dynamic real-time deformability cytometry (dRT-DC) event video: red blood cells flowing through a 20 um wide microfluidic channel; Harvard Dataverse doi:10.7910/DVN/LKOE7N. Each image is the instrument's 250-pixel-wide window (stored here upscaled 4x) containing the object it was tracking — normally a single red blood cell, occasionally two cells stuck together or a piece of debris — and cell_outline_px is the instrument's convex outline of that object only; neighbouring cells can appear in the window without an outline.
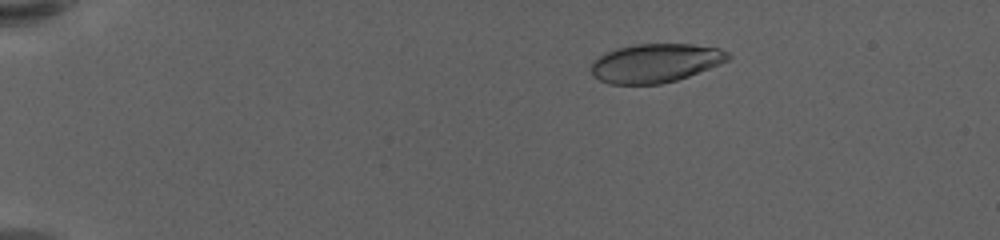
{"species": "human", "species_latin": "Homo sapiens", "temperature_condition": "warm", "stored_images_in_passage": 60, "camera_frame_rate_fps": 3000, "um_per_image_px": 0.085, "donor": {"sex": "female"}, "frame": {"image": 1, "passage_image": 12, "time_ms": 3.667, "image_size_px": [1000, 240], "cell_outline_px": [[732, 56], [728, 60], [720, 64], [688, 76], [676, 80], [660, 84], [608, 84], [592, 76], [592, 60], [604, 52], [616, 48], [636, 44], [692, 44], [720, 48], [728, 52]], "centroid_in_image_um": [55.69, 5.35], "position_along_channel_um": 29.3, "area_um2": 31.1}}
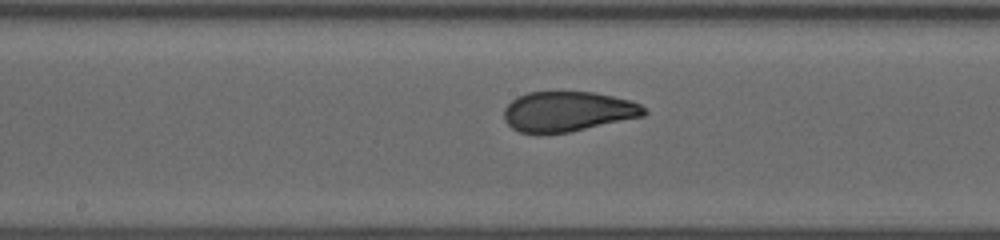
{"frame": {"image": 2, "passage_image": 34, "time_ms": 11.0, "image_size_px": [1000, 240], "cell_outline_px": [[648, 112], [644, 116], [568, 132], [520, 132], [512, 128], [504, 120], [504, 108], [516, 96], [528, 92], [592, 92], [632, 100], [640, 104]], "centroid_in_image_um": [48.27, 9.46], "position_along_channel_um": 199.9, "area_um2": 32.43}}
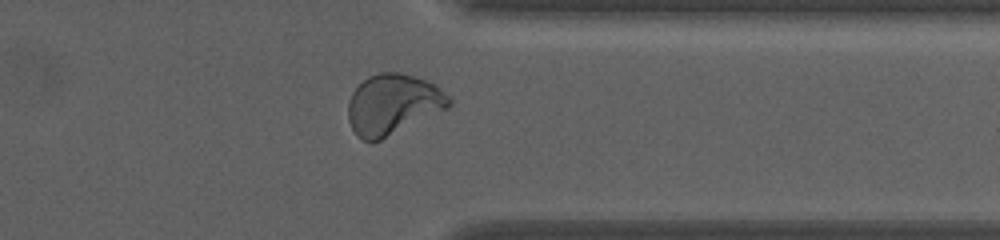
{"frame": {"image": 3, "passage_image": 49, "time_ms": 16.0, "image_size_px": [1000, 240], "cell_outline_px": [[452, 104], [448, 108], [380, 140], [364, 140], [356, 136], [348, 120], [348, 100], [352, 92], [368, 76], [380, 72], [400, 72], [416, 76], [436, 84], [452, 100]], "centroid_in_image_um": [33.4, 8.85], "position_along_channel_um": 378.0, "area_um2": 35.49}, "authors_computed_cell_mechanics": {"area_um2": 33.1194, "velocity_mm_per_s": 3.594, "shape_relaxation_time_tau1_ms": 6.3577, "shape_relaxation_time_tau2_ms": null, "deformation_change_tau1": 0.2079, "deformation_change_tau2": null}}